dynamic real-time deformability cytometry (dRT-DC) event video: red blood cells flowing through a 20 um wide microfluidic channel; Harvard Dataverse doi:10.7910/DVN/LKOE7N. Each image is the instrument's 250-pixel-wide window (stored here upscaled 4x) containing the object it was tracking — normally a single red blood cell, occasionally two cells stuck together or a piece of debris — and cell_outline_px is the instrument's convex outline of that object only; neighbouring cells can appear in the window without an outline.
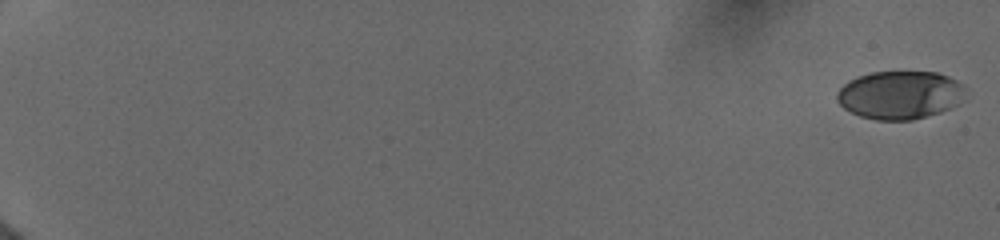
{"species": "human", "species_latin": "Homo sapiens", "temperature_condition": "cold", "stored_images_in_passage": 12, "camera_frame_rate_fps": 3000, "um_per_image_px": 0.085, "donor": {"sex": "female"}, "frame": {"image": 1, "passage_image": 1, "time_ms": 0.0, "image_size_px": [1000, 240], "cell_outline_px": [[960, 84], [956, 104], [940, 112], [912, 120], [876, 120], [860, 116], [844, 108], [836, 100], [836, 92], [848, 80], [872, 72], [936, 72], [948, 76], [956, 80]], "centroid_in_image_um": [76.37, 8.07], "position_along_channel_um": 8.6, "area_um2": 35.26}}
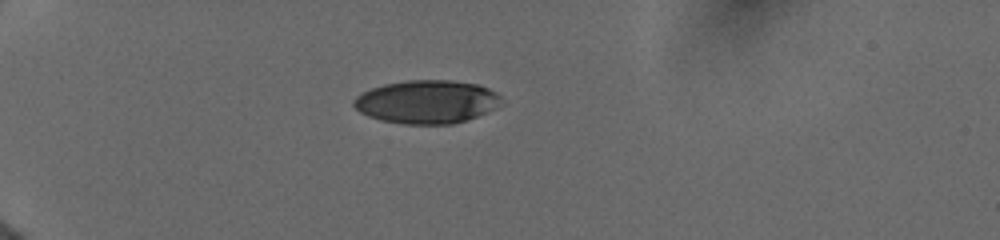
{"frame": {"image": 2, "passage_image": 9, "time_ms": 5.667, "image_size_px": [1000, 240], "cell_outline_px": [[504, 100], [492, 108], [476, 116], [452, 124], [404, 124], [380, 120], [368, 116], [360, 112], [352, 104], [352, 100], [360, 92], [384, 84], [408, 80], [452, 80], [476, 84], [488, 88], [496, 92]], "centroid_in_image_um": [36.22, 8.64], "position_along_channel_um": 48.8, "area_um2": 37.11}}
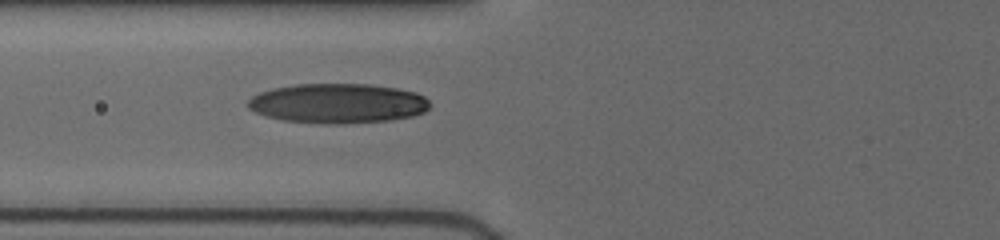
{"frame": {"image": 3, "passage_image": 12, "time_ms": 8.0, "image_size_px": [1000, 240], "cell_outline_px": [[428, 108], [424, 112], [412, 116], [388, 120], [336, 124], [284, 120], [268, 116], [256, 112], [248, 108], [248, 100], [252, 96], [260, 92], [272, 88], [296, 84], [368, 84], [396, 88], [416, 92], [424, 96], [428, 100]], "centroid_in_image_um": [28.71, 8.77], "position_along_channel_um": 97.1, "area_um2": 41.73}}